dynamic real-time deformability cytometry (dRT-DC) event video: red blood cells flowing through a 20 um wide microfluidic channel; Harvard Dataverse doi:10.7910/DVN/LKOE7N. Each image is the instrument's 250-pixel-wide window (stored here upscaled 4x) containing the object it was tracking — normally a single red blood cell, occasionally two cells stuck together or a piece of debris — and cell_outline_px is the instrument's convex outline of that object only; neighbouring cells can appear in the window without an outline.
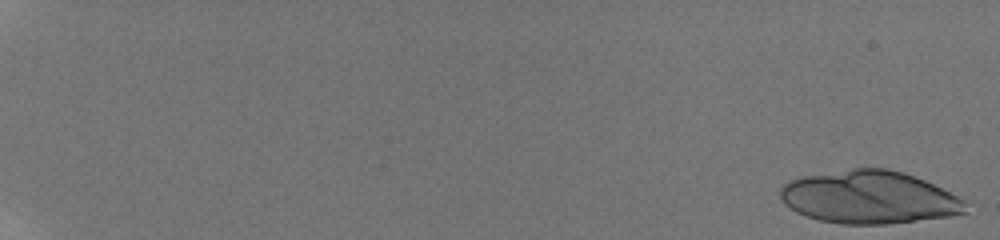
{"species": "human", "species_latin": "Homo sapiens", "temperature_condition": "room temperature", "stored_images_in_passage": 24, "camera_frame_rate_fps": 3000, "um_per_image_px": 0.085, "donor": {"sex": "male"}, "frame": {"image": 1, "passage_image": 1, "time_ms": 0.0, "image_size_px": [1000, 240], "cell_outline_px": [[968, 212], [952, 216], [884, 224], [840, 224], [820, 220], [804, 216], [796, 212], [784, 204], [780, 196], [780, 188], [784, 184], [792, 180], [804, 176], [852, 168], [888, 168], [904, 172], [924, 180], [964, 200]], "centroid_in_image_um": [73.86, 16.77], "position_along_channel_um": 11.1, "area_um2": 56.88}}